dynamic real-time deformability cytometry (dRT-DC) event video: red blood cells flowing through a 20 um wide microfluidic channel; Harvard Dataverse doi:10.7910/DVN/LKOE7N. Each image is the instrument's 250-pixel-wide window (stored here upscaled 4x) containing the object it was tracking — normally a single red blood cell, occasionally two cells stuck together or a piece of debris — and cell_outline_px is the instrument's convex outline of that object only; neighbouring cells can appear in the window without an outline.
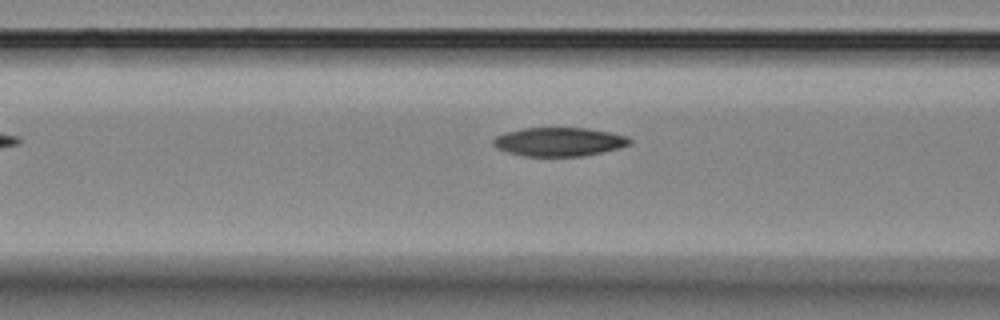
{"species": "Egyptian fruit bat (a non-hibernating species)", "species_latin": "Rousettus aegyptiacus", "temperature_condition": "room temperature", "stored_images_in_passage": 4, "segment_of_instrument_passage": [2, 2], "camera_frame_rate_fps": 3000, "um_per_image_px": 0.085, "animal": {"sex": "female"}, "frame": {"image": 1, "passage_image": 4, "time_ms": 3.333, "image_size_px": [1000, 320], "cell_outline_px": [[632, 144], [620, 148], [584, 156], [524, 156], [508, 152], [496, 148], [492, 144], [492, 140], [496, 136], [504, 132], [520, 128], [588, 128], [612, 132], [628, 136], [632, 140]], "centroid_in_image_um": [47.54, 12.04], "position_along_channel_um": 119.1, "area_um2": 23.18}}